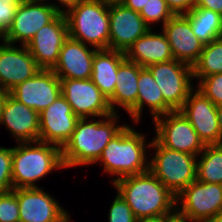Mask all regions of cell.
Instances as JSON below:
<instances>
[{"label": "cell", "mask_w": 222, "mask_h": 222, "mask_svg": "<svg viewBox=\"0 0 222 222\" xmlns=\"http://www.w3.org/2000/svg\"><path fill=\"white\" fill-rule=\"evenodd\" d=\"M117 120L118 113L99 120L79 118L70 139L61 148L64 167L95 164L110 140L125 127L117 125Z\"/></svg>", "instance_id": "1"}, {"label": "cell", "mask_w": 222, "mask_h": 222, "mask_svg": "<svg viewBox=\"0 0 222 222\" xmlns=\"http://www.w3.org/2000/svg\"><path fill=\"white\" fill-rule=\"evenodd\" d=\"M136 219L176 215V196L149 170L113 182Z\"/></svg>", "instance_id": "2"}, {"label": "cell", "mask_w": 222, "mask_h": 222, "mask_svg": "<svg viewBox=\"0 0 222 222\" xmlns=\"http://www.w3.org/2000/svg\"><path fill=\"white\" fill-rule=\"evenodd\" d=\"M146 135L141 134L133 127H125L114 136L104 148L102 155L95 163H101L104 171L112 176V182L130 175L140 174L149 170L146 150L150 149V143L146 141ZM148 147V148H147Z\"/></svg>", "instance_id": "3"}, {"label": "cell", "mask_w": 222, "mask_h": 222, "mask_svg": "<svg viewBox=\"0 0 222 222\" xmlns=\"http://www.w3.org/2000/svg\"><path fill=\"white\" fill-rule=\"evenodd\" d=\"M12 148L13 189L39 187L36 182L56 169H65L61 148L42 141L17 143Z\"/></svg>", "instance_id": "4"}, {"label": "cell", "mask_w": 222, "mask_h": 222, "mask_svg": "<svg viewBox=\"0 0 222 222\" xmlns=\"http://www.w3.org/2000/svg\"><path fill=\"white\" fill-rule=\"evenodd\" d=\"M69 37L96 49L109 47V0H84L65 14Z\"/></svg>", "instance_id": "5"}, {"label": "cell", "mask_w": 222, "mask_h": 222, "mask_svg": "<svg viewBox=\"0 0 222 222\" xmlns=\"http://www.w3.org/2000/svg\"><path fill=\"white\" fill-rule=\"evenodd\" d=\"M151 147L155 155L149 160V171L175 196L196 180V155L168 149L155 138Z\"/></svg>", "instance_id": "6"}, {"label": "cell", "mask_w": 222, "mask_h": 222, "mask_svg": "<svg viewBox=\"0 0 222 222\" xmlns=\"http://www.w3.org/2000/svg\"><path fill=\"white\" fill-rule=\"evenodd\" d=\"M176 215L190 222L221 216L222 184L192 182L176 196Z\"/></svg>", "instance_id": "7"}, {"label": "cell", "mask_w": 222, "mask_h": 222, "mask_svg": "<svg viewBox=\"0 0 222 222\" xmlns=\"http://www.w3.org/2000/svg\"><path fill=\"white\" fill-rule=\"evenodd\" d=\"M146 68L161 90L164 101L174 111L180 110L194 89L192 66L173 59L168 62L154 63Z\"/></svg>", "instance_id": "8"}, {"label": "cell", "mask_w": 222, "mask_h": 222, "mask_svg": "<svg viewBox=\"0 0 222 222\" xmlns=\"http://www.w3.org/2000/svg\"><path fill=\"white\" fill-rule=\"evenodd\" d=\"M155 139L164 147L198 156L205 145L180 110L156 117Z\"/></svg>", "instance_id": "9"}, {"label": "cell", "mask_w": 222, "mask_h": 222, "mask_svg": "<svg viewBox=\"0 0 222 222\" xmlns=\"http://www.w3.org/2000/svg\"><path fill=\"white\" fill-rule=\"evenodd\" d=\"M58 14L47 0H22L8 28L5 42L15 45L20 41V45H27L38 30L50 23Z\"/></svg>", "instance_id": "10"}, {"label": "cell", "mask_w": 222, "mask_h": 222, "mask_svg": "<svg viewBox=\"0 0 222 222\" xmlns=\"http://www.w3.org/2000/svg\"><path fill=\"white\" fill-rule=\"evenodd\" d=\"M61 94L78 118L112 115L108 98L89 79H60Z\"/></svg>", "instance_id": "11"}, {"label": "cell", "mask_w": 222, "mask_h": 222, "mask_svg": "<svg viewBox=\"0 0 222 222\" xmlns=\"http://www.w3.org/2000/svg\"><path fill=\"white\" fill-rule=\"evenodd\" d=\"M20 222H70L71 216L41 187L17 188Z\"/></svg>", "instance_id": "12"}, {"label": "cell", "mask_w": 222, "mask_h": 222, "mask_svg": "<svg viewBox=\"0 0 222 222\" xmlns=\"http://www.w3.org/2000/svg\"><path fill=\"white\" fill-rule=\"evenodd\" d=\"M68 37L66 17L64 14H58L50 23L38 30L26 47L40 69L52 70Z\"/></svg>", "instance_id": "13"}, {"label": "cell", "mask_w": 222, "mask_h": 222, "mask_svg": "<svg viewBox=\"0 0 222 222\" xmlns=\"http://www.w3.org/2000/svg\"><path fill=\"white\" fill-rule=\"evenodd\" d=\"M150 27L138 12L125 7L119 1L109 0V47L126 52Z\"/></svg>", "instance_id": "14"}, {"label": "cell", "mask_w": 222, "mask_h": 222, "mask_svg": "<svg viewBox=\"0 0 222 222\" xmlns=\"http://www.w3.org/2000/svg\"><path fill=\"white\" fill-rule=\"evenodd\" d=\"M180 111L189 120L205 146L221 144L217 106L202 92L193 89Z\"/></svg>", "instance_id": "15"}, {"label": "cell", "mask_w": 222, "mask_h": 222, "mask_svg": "<svg viewBox=\"0 0 222 222\" xmlns=\"http://www.w3.org/2000/svg\"><path fill=\"white\" fill-rule=\"evenodd\" d=\"M39 113L10 93L0 97V125H5L17 143L39 141Z\"/></svg>", "instance_id": "16"}, {"label": "cell", "mask_w": 222, "mask_h": 222, "mask_svg": "<svg viewBox=\"0 0 222 222\" xmlns=\"http://www.w3.org/2000/svg\"><path fill=\"white\" fill-rule=\"evenodd\" d=\"M39 141L62 148L70 139L79 118L61 94L39 113Z\"/></svg>", "instance_id": "17"}, {"label": "cell", "mask_w": 222, "mask_h": 222, "mask_svg": "<svg viewBox=\"0 0 222 222\" xmlns=\"http://www.w3.org/2000/svg\"><path fill=\"white\" fill-rule=\"evenodd\" d=\"M22 104L40 113L61 95V81L53 70L40 69L9 92Z\"/></svg>", "instance_id": "18"}, {"label": "cell", "mask_w": 222, "mask_h": 222, "mask_svg": "<svg viewBox=\"0 0 222 222\" xmlns=\"http://www.w3.org/2000/svg\"><path fill=\"white\" fill-rule=\"evenodd\" d=\"M40 68L26 45L15 47L3 42L0 44V91L9 93L18 84L32 78Z\"/></svg>", "instance_id": "19"}, {"label": "cell", "mask_w": 222, "mask_h": 222, "mask_svg": "<svg viewBox=\"0 0 222 222\" xmlns=\"http://www.w3.org/2000/svg\"><path fill=\"white\" fill-rule=\"evenodd\" d=\"M161 30L167 37L175 60L190 66L198 61L204 44L194 35L189 20L183 14L174 15Z\"/></svg>", "instance_id": "20"}, {"label": "cell", "mask_w": 222, "mask_h": 222, "mask_svg": "<svg viewBox=\"0 0 222 222\" xmlns=\"http://www.w3.org/2000/svg\"><path fill=\"white\" fill-rule=\"evenodd\" d=\"M70 37L64 42L59 59L52 69L59 79H89L92 76L94 47Z\"/></svg>", "instance_id": "21"}, {"label": "cell", "mask_w": 222, "mask_h": 222, "mask_svg": "<svg viewBox=\"0 0 222 222\" xmlns=\"http://www.w3.org/2000/svg\"><path fill=\"white\" fill-rule=\"evenodd\" d=\"M141 68L137 63L125 59L118 67L115 91L108 99L113 113L118 111L115 106L121 107L135 123H137V84Z\"/></svg>", "instance_id": "22"}, {"label": "cell", "mask_w": 222, "mask_h": 222, "mask_svg": "<svg viewBox=\"0 0 222 222\" xmlns=\"http://www.w3.org/2000/svg\"><path fill=\"white\" fill-rule=\"evenodd\" d=\"M150 28L139 37L125 52L127 60L147 67L154 63L168 62L174 59L171 46L165 33L157 34Z\"/></svg>", "instance_id": "23"}, {"label": "cell", "mask_w": 222, "mask_h": 222, "mask_svg": "<svg viewBox=\"0 0 222 222\" xmlns=\"http://www.w3.org/2000/svg\"><path fill=\"white\" fill-rule=\"evenodd\" d=\"M125 59L122 51L99 49L95 52L91 80L108 99L115 91L118 67Z\"/></svg>", "instance_id": "24"}, {"label": "cell", "mask_w": 222, "mask_h": 222, "mask_svg": "<svg viewBox=\"0 0 222 222\" xmlns=\"http://www.w3.org/2000/svg\"><path fill=\"white\" fill-rule=\"evenodd\" d=\"M138 96H137V124L140 122L143 107L146 105L151 113L152 119L174 111L163 99L161 90L155 82L151 72L142 67L138 78Z\"/></svg>", "instance_id": "25"}, {"label": "cell", "mask_w": 222, "mask_h": 222, "mask_svg": "<svg viewBox=\"0 0 222 222\" xmlns=\"http://www.w3.org/2000/svg\"><path fill=\"white\" fill-rule=\"evenodd\" d=\"M190 22L193 33L205 45L222 37V15L206 8L194 7L183 14Z\"/></svg>", "instance_id": "26"}, {"label": "cell", "mask_w": 222, "mask_h": 222, "mask_svg": "<svg viewBox=\"0 0 222 222\" xmlns=\"http://www.w3.org/2000/svg\"><path fill=\"white\" fill-rule=\"evenodd\" d=\"M196 180L222 184V144L206 145L197 156Z\"/></svg>", "instance_id": "27"}, {"label": "cell", "mask_w": 222, "mask_h": 222, "mask_svg": "<svg viewBox=\"0 0 222 222\" xmlns=\"http://www.w3.org/2000/svg\"><path fill=\"white\" fill-rule=\"evenodd\" d=\"M193 78L222 73V37L203 46L198 61L192 66Z\"/></svg>", "instance_id": "28"}, {"label": "cell", "mask_w": 222, "mask_h": 222, "mask_svg": "<svg viewBox=\"0 0 222 222\" xmlns=\"http://www.w3.org/2000/svg\"><path fill=\"white\" fill-rule=\"evenodd\" d=\"M139 14L150 28L158 22L162 23L163 27L175 15L165 0H148Z\"/></svg>", "instance_id": "29"}, {"label": "cell", "mask_w": 222, "mask_h": 222, "mask_svg": "<svg viewBox=\"0 0 222 222\" xmlns=\"http://www.w3.org/2000/svg\"><path fill=\"white\" fill-rule=\"evenodd\" d=\"M197 89L216 106L222 105V73L201 78L197 83Z\"/></svg>", "instance_id": "30"}, {"label": "cell", "mask_w": 222, "mask_h": 222, "mask_svg": "<svg viewBox=\"0 0 222 222\" xmlns=\"http://www.w3.org/2000/svg\"><path fill=\"white\" fill-rule=\"evenodd\" d=\"M0 222H20L16 189L0 193Z\"/></svg>", "instance_id": "31"}, {"label": "cell", "mask_w": 222, "mask_h": 222, "mask_svg": "<svg viewBox=\"0 0 222 222\" xmlns=\"http://www.w3.org/2000/svg\"><path fill=\"white\" fill-rule=\"evenodd\" d=\"M13 190L12 148L0 147V193Z\"/></svg>", "instance_id": "32"}, {"label": "cell", "mask_w": 222, "mask_h": 222, "mask_svg": "<svg viewBox=\"0 0 222 222\" xmlns=\"http://www.w3.org/2000/svg\"><path fill=\"white\" fill-rule=\"evenodd\" d=\"M108 222H136L137 219L129 205L117 192L110 205Z\"/></svg>", "instance_id": "33"}, {"label": "cell", "mask_w": 222, "mask_h": 222, "mask_svg": "<svg viewBox=\"0 0 222 222\" xmlns=\"http://www.w3.org/2000/svg\"><path fill=\"white\" fill-rule=\"evenodd\" d=\"M19 4H8L0 0V40L5 42L8 28L11 26Z\"/></svg>", "instance_id": "34"}, {"label": "cell", "mask_w": 222, "mask_h": 222, "mask_svg": "<svg viewBox=\"0 0 222 222\" xmlns=\"http://www.w3.org/2000/svg\"><path fill=\"white\" fill-rule=\"evenodd\" d=\"M172 12L177 14H186L195 7V0H165Z\"/></svg>", "instance_id": "35"}, {"label": "cell", "mask_w": 222, "mask_h": 222, "mask_svg": "<svg viewBox=\"0 0 222 222\" xmlns=\"http://www.w3.org/2000/svg\"><path fill=\"white\" fill-rule=\"evenodd\" d=\"M195 7L210 9L222 15V0H195Z\"/></svg>", "instance_id": "36"}, {"label": "cell", "mask_w": 222, "mask_h": 222, "mask_svg": "<svg viewBox=\"0 0 222 222\" xmlns=\"http://www.w3.org/2000/svg\"><path fill=\"white\" fill-rule=\"evenodd\" d=\"M48 1V0H47ZM58 1L57 3L61 6H59L58 4H56V2L53 4L51 3V5L56 9V11L59 14H65L66 12H68L69 10L73 9L74 7H76L80 2L84 1V0H56ZM63 7V8H61ZM65 7V8H64ZM67 8V9H66ZM66 10V11H65Z\"/></svg>", "instance_id": "37"}, {"label": "cell", "mask_w": 222, "mask_h": 222, "mask_svg": "<svg viewBox=\"0 0 222 222\" xmlns=\"http://www.w3.org/2000/svg\"><path fill=\"white\" fill-rule=\"evenodd\" d=\"M119 2L122 3L125 7L140 13L141 9L146 5L148 0H120Z\"/></svg>", "instance_id": "38"}, {"label": "cell", "mask_w": 222, "mask_h": 222, "mask_svg": "<svg viewBox=\"0 0 222 222\" xmlns=\"http://www.w3.org/2000/svg\"><path fill=\"white\" fill-rule=\"evenodd\" d=\"M175 215H160L138 219L136 222H169Z\"/></svg>", "instance_id": "39"}, {"label": "cell", "mask_w": 222, "mask_h": 222, "mask_svg": "<svg viewBox=\"0 0 222 222\" xmlns=\"http://www.w3.org/2000/svg\"><path fill=\"white\" fill-rule=\"evenodd\" d=\"M217 118L220 128V134H221V144H222V105L217 106Z\"/></svg>", "instance_id": "40"}, {"label": "cell", "mask_w": 222, "mask_h": 222, "mask_svg": "<svg viewBox=\"0 0 222 222\" xmlns=\"http://www.w3.org/2000/svg\"><path fill=\"white\" fill-rule=\"evenodd\" d=\"M194 222H222V215L216 217L203 218Z\"/></svg>", "instance_id": "41"}, {"label": "cell", "mask_w": 222, "mask_h": 222, "mask_svg": "<svg viewBox=\"0 0 222 222\" xmlns=\"http://www.w3.org/2000/svg\"><path fill=\"white\" fill-rule=\"evenodd\" d=\"M169 222H190V221L175 215Z\"/></svg>", "instance_id": "42"}, {"label": "cell", "mask_w": 222, "mask_h": 222, "mask_svg": "<svg viewBox=\"0 0 222 222\" xmlns=\"http://www.w3.org/2000/svg\"><path fill=\"white\" fill-rule=\"evenodd\" d=\"M2 1L8 4H20L22 0H2Z\"/></svg>", "instance_id": "43"}]
</instances>
